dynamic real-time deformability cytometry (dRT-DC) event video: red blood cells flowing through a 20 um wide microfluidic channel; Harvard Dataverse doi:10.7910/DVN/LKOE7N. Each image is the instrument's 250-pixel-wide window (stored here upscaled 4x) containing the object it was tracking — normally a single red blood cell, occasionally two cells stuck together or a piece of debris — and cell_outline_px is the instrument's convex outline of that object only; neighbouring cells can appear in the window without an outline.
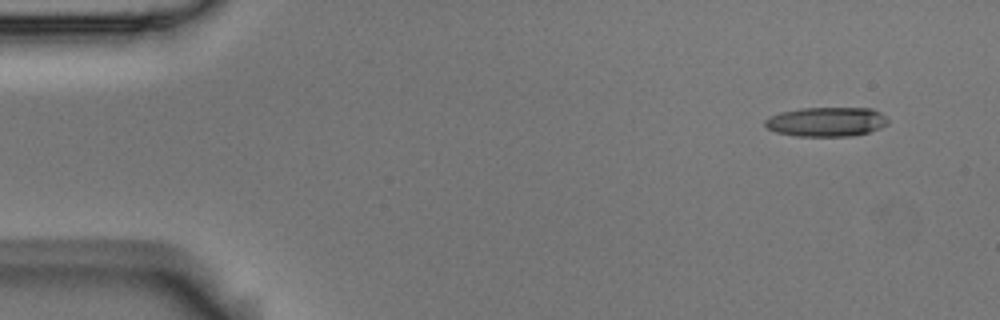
{"species": "Egyptian fruit bat (a non-hibernating species)", "species_latin": "Rousettus aegyptiacus", "temperature_condition": "room temperature", "stored_images_in_passage": 50, "camera_frame_rate_fps": 3000, "um_per_image_px": 0.085, "animal": {"sex": "male"}, "frame": {"image": 1, "passage_image": 1, "time_ms": 0.0, "image_size_px": [1000, 320], "cell_outline_px": [[888, 124], [880, 128], [868, 132], [852, 136], [796, 136], [776, 132], [768, 128], [764, 124], [764, 120], [780, 112], [800, 108], [872, 108], [880, 112], [888, 120]], "centroid_in_image_um": [70.25, 10.35], "position_along_channel_um": 14.7, "area_um2": 21.04}}
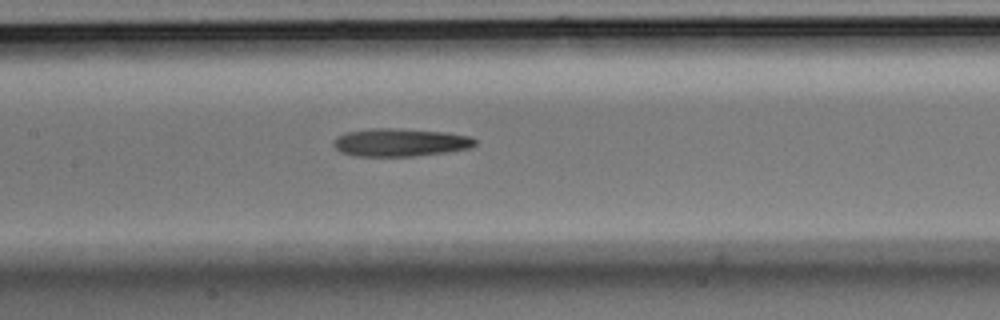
{"frame": {"image": 2, "passage_image": 22, "time_ms": 7.0, "image_size_px": [1000, 320], "cell_outline_px": [[476, 144], [472, 148], [448, 152], [416, 156], [352, 156], [340, 152], [332, 144], [332, 140], [336, 136], [344, 132], [372, 128], [396, 128], [448, 132], [472, 136], [476, 140]], "centroid_in_image_um": [34.02, 12.1], "position_along_channel_um": 173.4, "area_um2": 23.58}}
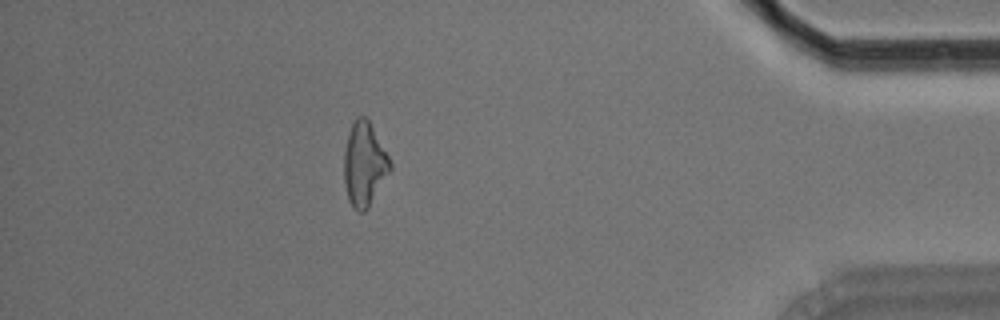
{"frame": {"image": 3, "passage_image": 44, "time_ms": 14.333, "image_size_px": [1000, 320], "cell_outline_px": [[392, 168], [368, 208], [364, 212], [356, 212], [352, 208], [348, 200], [344, 184], [344, 152], [348, 132], [356, 116], [364, 116], [368, 120], [388, 156], [392, 164]], "centroid_in_image_um": [30.94, 14.0], "position_along_channel_um": 404.3, "area_um2": 22.48}}